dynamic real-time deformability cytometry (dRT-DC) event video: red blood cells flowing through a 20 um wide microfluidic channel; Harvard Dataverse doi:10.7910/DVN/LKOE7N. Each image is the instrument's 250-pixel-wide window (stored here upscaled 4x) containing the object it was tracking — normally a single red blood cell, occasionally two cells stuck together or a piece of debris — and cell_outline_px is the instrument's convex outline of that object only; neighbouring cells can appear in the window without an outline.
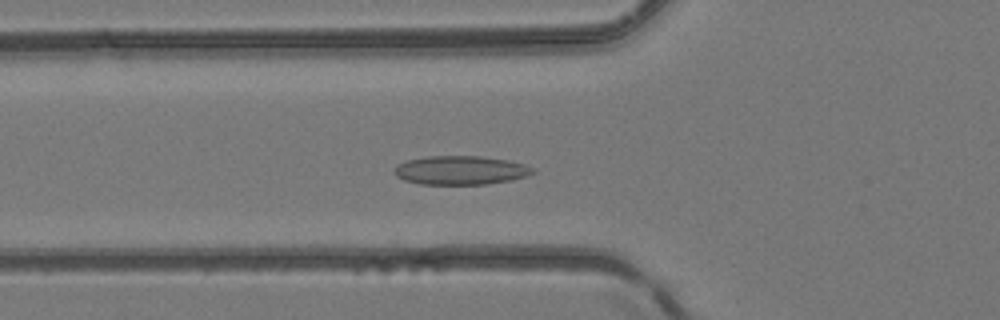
{"species": "common noctule bat (a hibernating species)", "species_latin": "Nyctalus noctula", "temperature_condition": "room temperature", "stored_images_in_passage": 47, "camera_frame_rate_fps": 3000, "um_per_image_px": 0.085, "animal": {"sex": "female", "body_mass_g": 24.6, "forearm_length_mm": 56.2}, "frame": {"image": 1, "passage_image": 16, "time_ms": 5.0, "image_size_px": [1000, 320], "cell_outline_px": [[536, 172], [512, 180], [484, 184], [420, 184], [404, 180], [396, 176], [392, 172], [396, 164], [408, 160], [428, 156], [480, 156], [508, 160], [524, 164], [532, 168]], "centroid_in_image_um": [39.11, 14.47], "position_along_channel_um": 86.7, "area_um2": 23.24}}
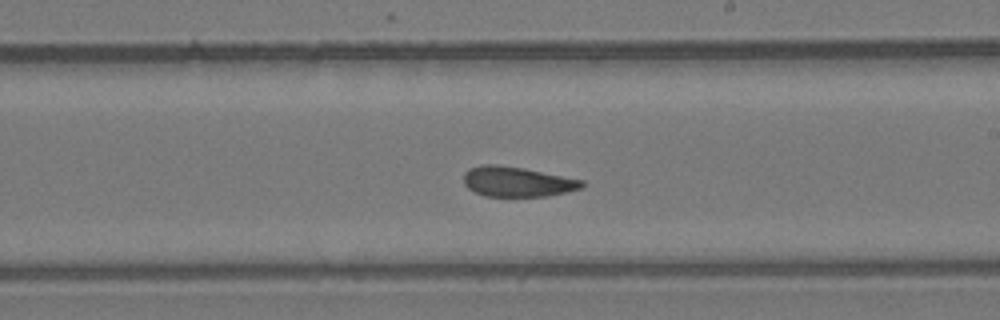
{"frame": {"image": 2, "passage_image": 27, "time_ms": 8.667, "image_size_px": [1000, 320], "cell_outline_px": [[584, 188], [548, 196], [484, 196], [468, 188], [464, 184], [464, 172], [468, 168], [484, 164], [496, 164], [524, 168], [584, 180]], "centroid_in_image_um": [43.97, 15.44], "position_along_channel_um": 245.0, "area_um2": 20.81}}
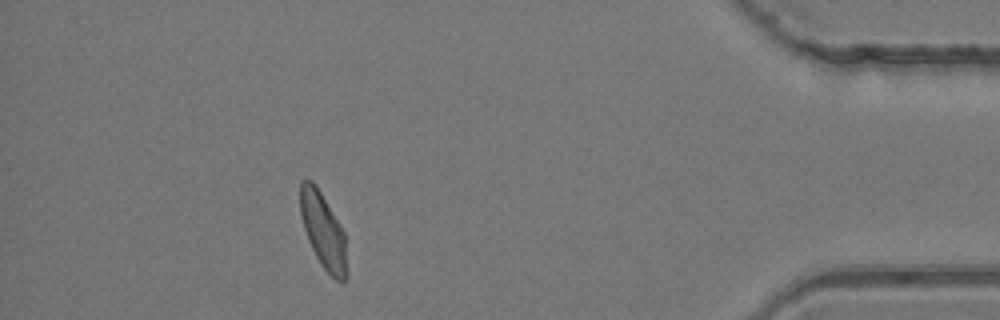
{"frame": {"image": 3, "passage_image": 42, "time_ms": 13.667, "image_size_px": [1000, 320], "cell_outline_px": [[348, 272], [344, 284], [336, 280], [320, 264], [312, 248], [304, 228], [300, 216], [300, 180], [312, 180], [316, 184], [344, 232]], "centroid_in_image_um": [27.48, 19.63], "position_along_channel_um": 407.7, "area_um2": 20.52}}